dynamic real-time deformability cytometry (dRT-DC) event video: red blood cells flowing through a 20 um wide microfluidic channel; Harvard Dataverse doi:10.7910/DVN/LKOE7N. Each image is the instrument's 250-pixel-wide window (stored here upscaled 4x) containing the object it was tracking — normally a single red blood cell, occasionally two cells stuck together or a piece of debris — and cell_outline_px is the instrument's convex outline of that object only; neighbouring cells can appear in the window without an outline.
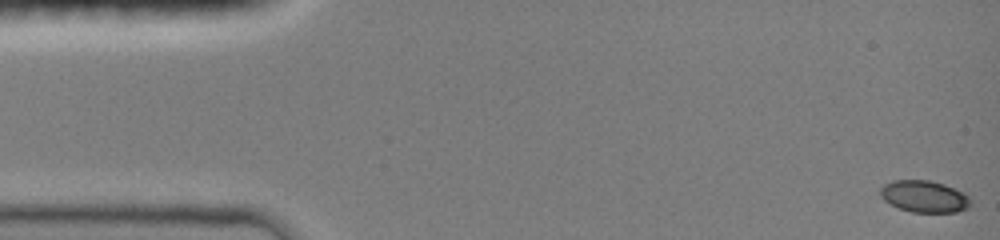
{"species": "common noctule bat (a hibernating species)", "species_latin": "Nyctalus noctula", "temperature_condition": "room temperature", "stored_images_in_passage": 14, "camera_frame_rate_fps": 3000, "um_per_image_px": 0.085, "animal": {"sex": "female", "body_mass_g": 19.0, "forearm_length_mm": 51.5}, "frame": {"image": 1, "passage_image": 1, "time_ms": 0.0, "image_size_px": [1000, 240], "cell_outline_px": [[972, 204], [968, 208], [956, 212], [912, 212], [900, 208], [884, 200], [880, 196], [880, 188], [884, 184], [892, 180], [928, 180], [944, 184], [964, 192], [972, 200]], "centroid_in_image_um": [78.59, 16.69], "position_along_channel_um": 6.4, "area_um2": 16.82}}
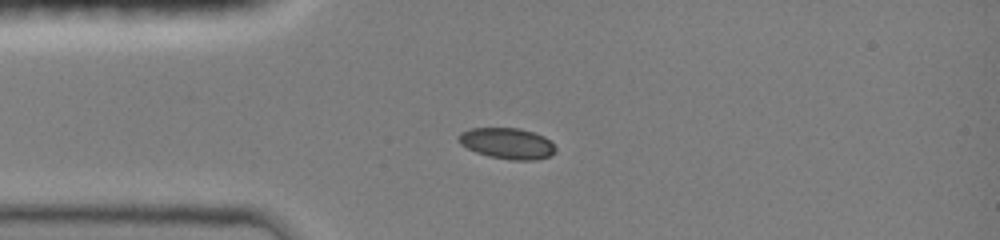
{"frame": {"image": 2, "passage_image": 12, "time_ms": 3.667, "image_size_px": [1000, 240], "cell_outline_px": [[556, 152], [548, 156], [536, 160], [512, 160], [488, 156], [476, 152], [460, 144], [456, 136], [460, 132], [472, 128], [520, 128], [544, 136], [556, 148]], "centroid_in_image_um": [43.09, 12.19], "position_along_channel_um": 41.9, "area_um2": 17.51}}